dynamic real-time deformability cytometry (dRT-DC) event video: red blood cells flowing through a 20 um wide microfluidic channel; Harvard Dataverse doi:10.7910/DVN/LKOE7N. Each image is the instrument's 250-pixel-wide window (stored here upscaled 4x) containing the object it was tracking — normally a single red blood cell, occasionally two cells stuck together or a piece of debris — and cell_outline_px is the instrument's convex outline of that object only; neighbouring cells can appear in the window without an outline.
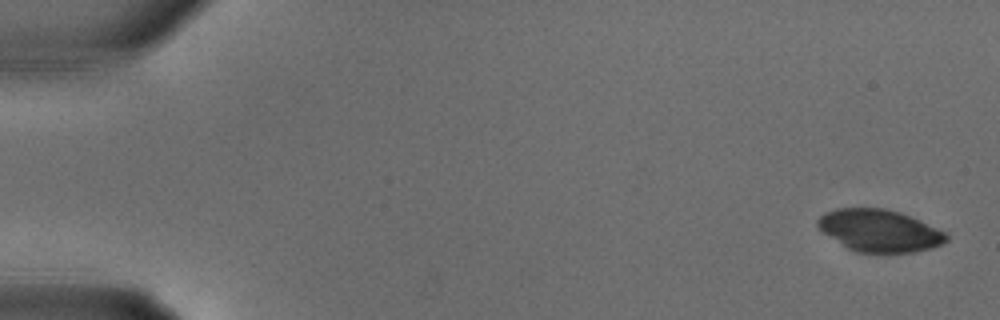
{"species": "common noctule bat (a hibernating species)", "species_latin": "Nyctalus noctula", "temperature_condition": "warm", "stored_images_in_passage": 13, "camera_frame_rate_fps": 3000, "um_per_image_px": 0.085, "animal": {"sex": "male", "body_mass_g": 18.8}, "frame": {"image": 1, "passage_image": 1, "time_ms": 0.0, "image_size_px": [1000, 320], "cell_outline_px": [[948, 240], [932, 248], [916, 252], [884, 256], [856, 252], [848, 248], [820, 232], [816, 224], [816, 220], [824, 212], [836, 208], [884, 208], [900, 212], [920, 220], [944, 232], [948, 236]], "centroid_in_image_um": [74.72, 19.65], "position_along_channel_um": 10.3, "area_um2": 32.54}}